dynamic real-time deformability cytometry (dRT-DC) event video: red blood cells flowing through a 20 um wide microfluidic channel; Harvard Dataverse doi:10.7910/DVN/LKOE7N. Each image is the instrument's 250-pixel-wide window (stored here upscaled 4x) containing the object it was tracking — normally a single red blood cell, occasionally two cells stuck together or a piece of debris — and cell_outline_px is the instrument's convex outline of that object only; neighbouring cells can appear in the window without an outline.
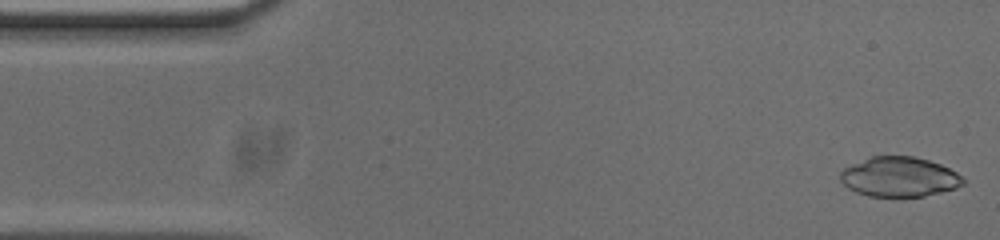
{"species": "common noctule bat (a hibernating species)", "species_latin": "Nyctalus noctula", "temperature_condition": "cold", "stored_images_in_passage": 52, "camera_frame_rate_fps": 3000, "um_per_image_px": 0.085, "animal": {"sex": "male", "body_mass_g": 20.0, "forearm_length_mm": 53.3}, "frame": {"image": 1, "passage_image": 1, "time_ms": 0.0, "image_size_px": [1000, 240], "cell_outline_px": [[964, 184], [956, 188], [924, 196], [904, 200], [900, 200], [868, 196], [856, 192], [848, 188], [840, 180], [840, 172], [844, 168], [852, 164], [872, 156], [912, 156], [928, 160], [940, 164], [956, 172], [964, 180]], "centroid_in_image_um": [76.42, 15.08], "position_along_channel_um": 8.6, "area_um2": 29.13}}